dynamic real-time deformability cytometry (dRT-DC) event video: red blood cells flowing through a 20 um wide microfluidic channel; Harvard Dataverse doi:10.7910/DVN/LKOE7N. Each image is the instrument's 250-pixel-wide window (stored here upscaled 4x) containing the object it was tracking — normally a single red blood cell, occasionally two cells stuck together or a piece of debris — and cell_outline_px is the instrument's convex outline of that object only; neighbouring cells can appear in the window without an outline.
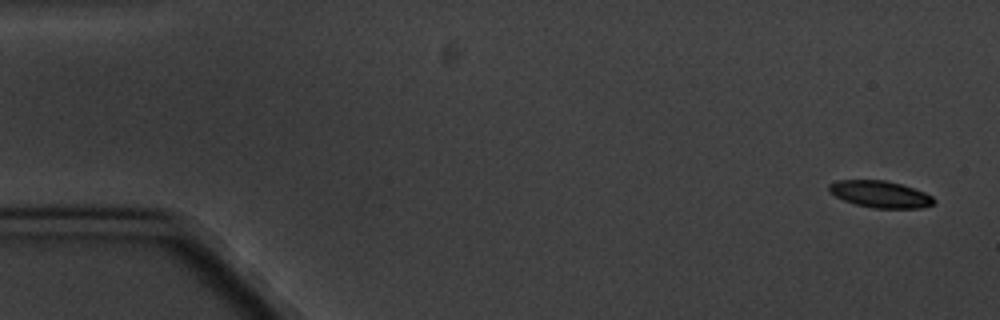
{"species": "common noctule bat (a hibernating species)", "species_latin": "Nyctalus noctula", "temperature_condition": "cold", "stored_images_in_passage": 6, "camera_frame_rate_fps": 3000, "um_per_image_px": 0.085, "animal": {"sex": "male", "body_mass_g": 20.1, "forearm_length_mm": 53.5}, "frame": {"image": 1, "passage_image": 1, "time_ms": 0.0, "image_size_px": [1000, 320], "cell_outline_px": [[936, 200], [932, 204], [920, 208], [872, 208], [856, 204], [844, 200], [828, 192], [828, 184], [836, 180], [884, 180], [900, 184], [924, 192], [932, 196]], "centroid_in_image_um": [74.78, 16.5], "position_along_channel_um": 10.2, "area_um2": 16.3}}
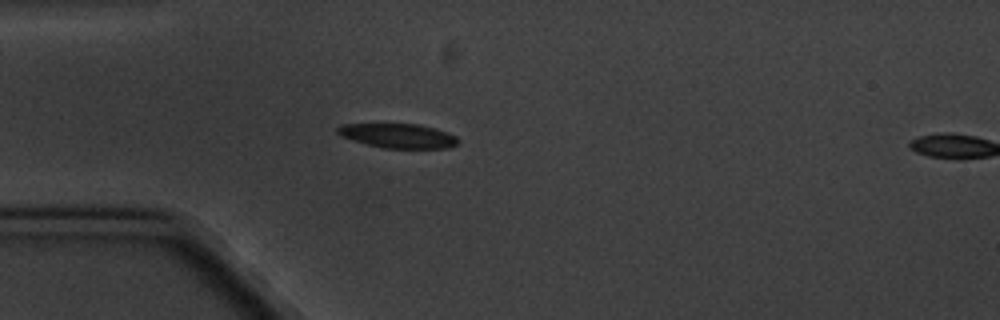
{"frame": {"image": 2, "passage_image": 5, "time_ms": 4.667, "image_size_px": [1000, 320], "cell_outline_px": [[460, 140], [456, 144], [448, 148], [384, 148], [352, 140], [340, 136], [336, 132], [336, 128], [340, 124], [420, 124], [436, 128], [456, 136]], "centroid_in_image_um": [33.83, 11.53], "position_along_channel_um": 51.2, "area_um2": 17.17}}